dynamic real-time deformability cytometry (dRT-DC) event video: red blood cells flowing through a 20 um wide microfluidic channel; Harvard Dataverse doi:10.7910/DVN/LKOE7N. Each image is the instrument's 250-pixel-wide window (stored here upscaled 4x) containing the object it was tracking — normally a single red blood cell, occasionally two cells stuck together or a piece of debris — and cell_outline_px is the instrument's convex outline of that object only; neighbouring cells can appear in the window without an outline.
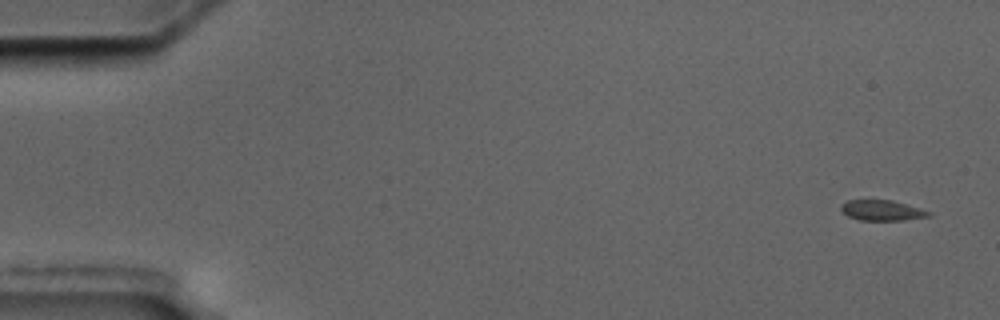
{"species": "common noctule bat (a hibernating species)", "species_latin": "Nyctalus noctula", "temperature_condition": "cold", "stored_images_in_passage": 4, "camera_frame_rate_fps": 3000, "um_per_image_px": 0.085, "animal": {"sex": "male", "body_mass_g": 17.5, "forearm_length_mm": 52.3}, "frame": {"image": 1, "passage_image": 1, "time_ms": 0.0, "image_size_px": [1000, 320], "cell_outline_px": [[932, 216], [904, 220], [860, 220], [848, 216], [840, 208], [840, 204], [848, 200], [892, 200], [920, 208], [932, 212]], "centroid_in_image_um": [74.99, 17.88], "position_along_channel_um": 10.0, "area_um2": 10.46}}
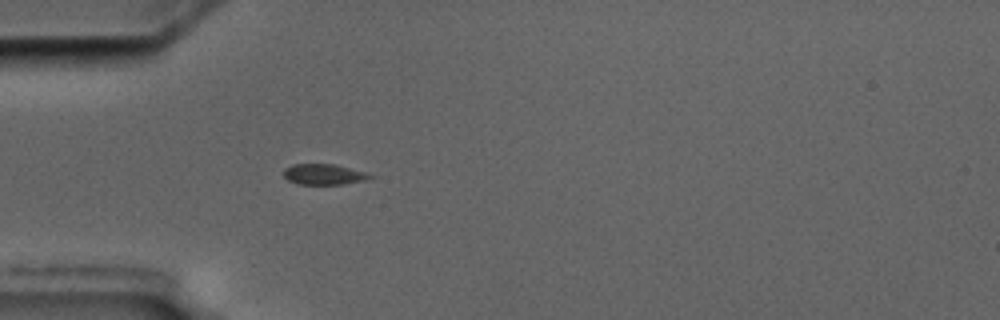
{"frame": {"image": 2, "passage_image": 4, "time_ms": 5.0, "image_size_px": [1000, 320], "cell_outline_px": [[376, 176], [364, 180], [340, 184], [300, 184], [288, 180], [284, 176], [284, 168], [292, 164], [336, 164], [364, 172]], "centroid_in_image_um": [27.51, 14.81], "position_along_channel_um": 57.5, "area_um2": 10.29}}